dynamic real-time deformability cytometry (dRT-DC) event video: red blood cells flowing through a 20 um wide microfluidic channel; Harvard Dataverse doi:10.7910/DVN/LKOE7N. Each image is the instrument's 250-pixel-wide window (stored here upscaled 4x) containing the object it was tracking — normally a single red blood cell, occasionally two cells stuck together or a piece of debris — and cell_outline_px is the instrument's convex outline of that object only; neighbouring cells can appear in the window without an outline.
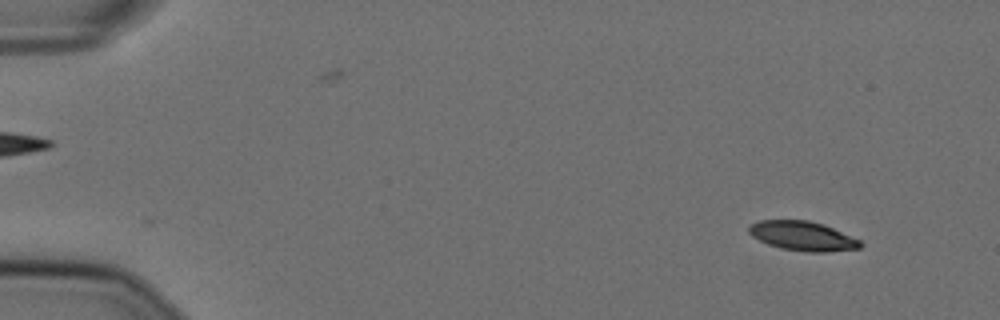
{"species": "Egyptian fruit bat (a non-hibernating species)", "species_latin": "Rousettus aegyptiacus", "temperature_condition": "cold", "stored_images_in_passage": 46, "camera_frame_rate_fps": 3000, "um_per_image_px": 0.085, "animal": {"sex": "female"}, "frame": {"image": 1, "passage_image": 2, "time_ms": 0.333, "image_size_px": [1000, 320], "cell_outline_px": [[864, 244], [860, 248], [828, 252], [808, 252], [780, 248], [768, 244], [752, 236], [748, 232], [748, 228], [752, 224], [760, 220], [808, 220], [824, 224], [860, 240]], "centroid_in_image_um": [68.24, 20.06], "position_along_channel_um": 16.8, "area_um2": 19.07}}
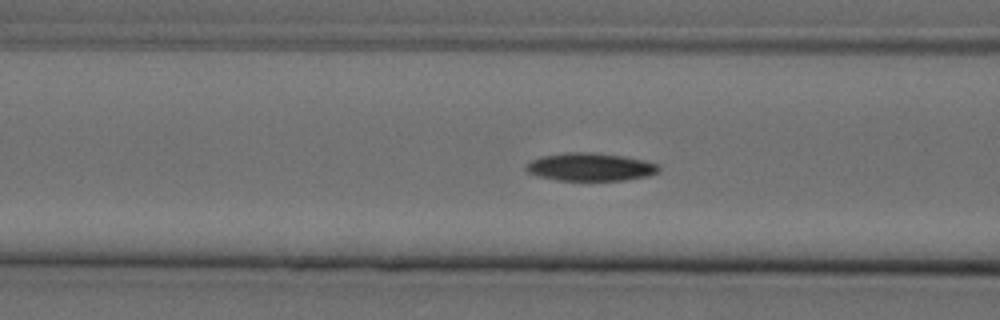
{"frame": {"image": 2, "passage_image": 20, "time_ms": 6.333, "image_size_px": [1000, 320], "cell_outline_px": [[660, 172], [648, 176], [624, 180], [556, 180], [540, 176], [528, 172], [524, 168], [524, 164], [540, 156], [568, 152], [596, 152], [624, 156], [644, 160], [660, 164]], "centroid_in_image_um": [50.2, 14.18], "position_along_channel_um": 116.4, "area_um2": 21.85}}
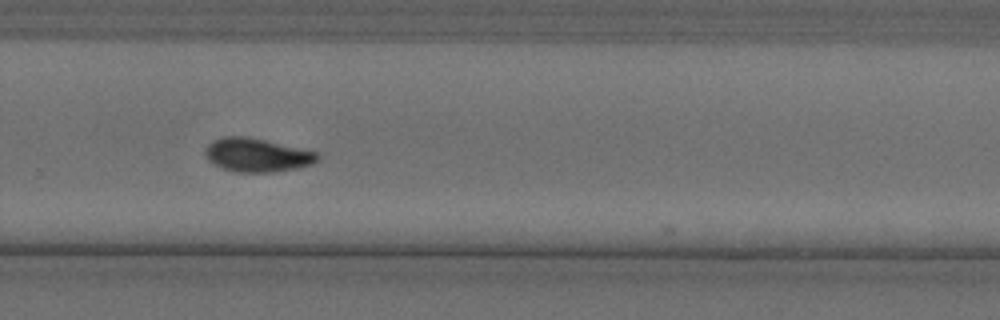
{"frame": {"image": 3, "passage_image": 36, "time_ms": 11.667, "image_size_px": [1000, 320], "cell_outline_px": [[320, 160], [312, 164], [296, 168], [272, 172], [236, 172], [224, 168], [208, 160], [204, 156], [204, 148], [212, 140], [224, 136], [244, 136], [264, 140], [316, 152], [320, 156]], "centroid_in_image_um": [21.81, 13.17], "position_along_channel_um": 308.0, "area_um2": 21.85}, "authors_computed_cell_mechanics": {"area_um2": 21.5883, "velocity_mm_per_s": 3.5981, "shape_relaxation_time_tau1_ms": 5.2452, "shape_relaxation_time_tau2_ms": null, "deformation_change_tau1": 0.1456, "deformation_change_tau2": null}}